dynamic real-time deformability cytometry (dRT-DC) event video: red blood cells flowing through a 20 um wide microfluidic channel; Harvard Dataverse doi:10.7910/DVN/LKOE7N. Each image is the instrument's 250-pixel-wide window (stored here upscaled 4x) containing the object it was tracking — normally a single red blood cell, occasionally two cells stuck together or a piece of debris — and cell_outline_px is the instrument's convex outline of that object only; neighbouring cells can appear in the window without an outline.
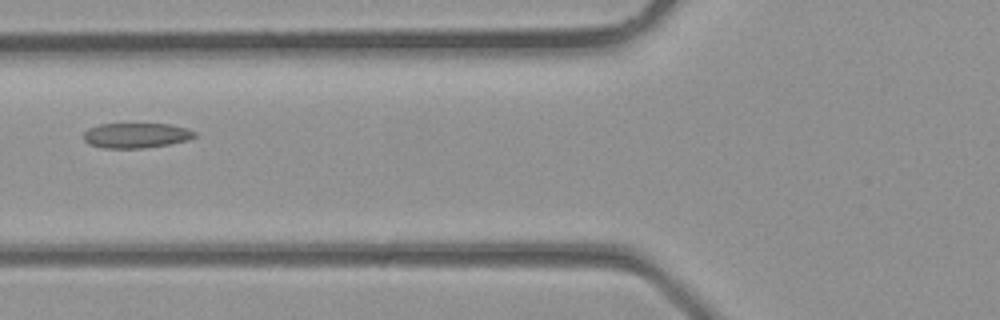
{"species": "common noctule bat (a hibernating species)", "species_latin": "Nyctalus noctula", "temperature_condition": "room temperature", "stored_images_in_passage": 6, "camera_frame_rate_fps": 3000, "um_per_image_px": 0.085, "animal": {"sex": "male", "body_mass_g": 23.1, "forearm_length_mm": 52.7}, "frame": {"image": 1, "passage_image": 6, "time_ms": 1.667, "image_size_px": [1000, 320], "cell_outline_px": [[196, 136], [188, 140], [168, 144], [144, 148], [104, 148], [88, 144], [84, 140], [84, 132], [88, 128], [100, 124], [172, 124], [188, 128], [196, 132]], "centroid_in_image_um": [11.58, 11.51], "position_along_channel_um": 114.2, "area_um2": 16.3}}